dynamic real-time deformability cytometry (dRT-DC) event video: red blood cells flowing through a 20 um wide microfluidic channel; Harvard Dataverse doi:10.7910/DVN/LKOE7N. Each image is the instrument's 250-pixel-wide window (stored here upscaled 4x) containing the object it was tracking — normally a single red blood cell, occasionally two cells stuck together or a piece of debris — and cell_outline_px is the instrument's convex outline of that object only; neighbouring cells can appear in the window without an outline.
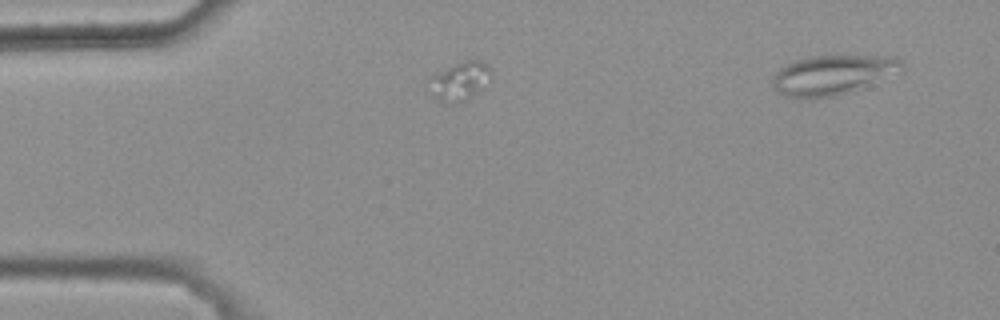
{"species": "common noctule bat (a hibernating species)", "species_latin": "Nyctalus noctula", "temperature_condition": "warm", "stored_images_in_passage": 3, "camera_frame_rate_fps": 3000, "um_per_image_px": 0.085, "animal": {"sex": "female", "body_mass_g": 25.1}, "frame": {"image": 1, "passage_image": 3, "time_ms": 0.667, "image_size_px": [1000, 320], "cell_outline_px": [[492, 76], [460, 104], [444, 104], [436, 100], [432, 76], [464, 60], [480, 60], [488, 64], [492, 72]], "centroid_in_image_um": [39.14, 6.89], "position_along_channel_um": 45.9, "area_um2": 13.06}}